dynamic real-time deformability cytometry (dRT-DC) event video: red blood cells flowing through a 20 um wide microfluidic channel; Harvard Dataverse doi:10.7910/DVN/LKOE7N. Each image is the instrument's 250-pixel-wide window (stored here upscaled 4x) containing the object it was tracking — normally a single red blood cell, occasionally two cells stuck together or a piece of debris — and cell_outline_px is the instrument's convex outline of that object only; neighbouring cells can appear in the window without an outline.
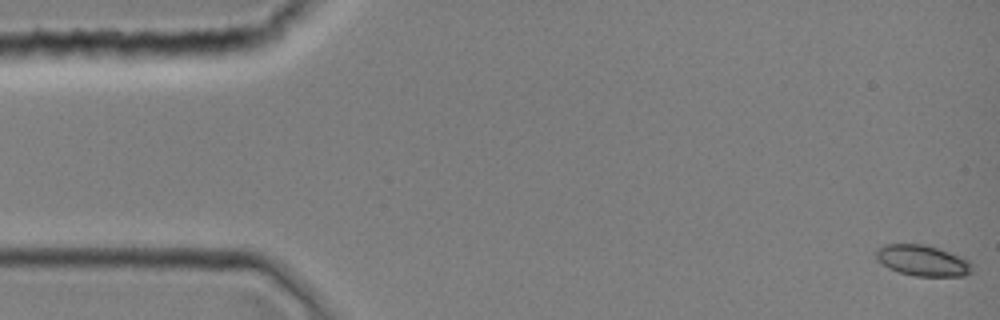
{"species": "common noctule bat (a hibernating species)", "species_latin": "Nyctalus noctula", "temperature_condition": "room temperature", "stored_images_in_passage": 8, "camera_frame_rate_fps": 3000, "um_per_image_px": 0.085, "animal": {"sex": "female", "body_mass_g": 19.0, "forearm_length_mm": 51.5}, "frame": {"image": 1, "passage_image": 1, "time_ms": 0.0, "image_size_px": [1000, 320], "cell_outline_px": [[972, 272], [964, 276], [916, 276], [900, 272], [888, 268], [876, 260], [872, 252], [876, 248], [884, 244], [924, 244], [948, 252], [968, 260], [972, 264]], "centroid_in_image_um": [78.35, 22.14], "position_along_channel_um": 6.7, "area_um2": 17.4}}